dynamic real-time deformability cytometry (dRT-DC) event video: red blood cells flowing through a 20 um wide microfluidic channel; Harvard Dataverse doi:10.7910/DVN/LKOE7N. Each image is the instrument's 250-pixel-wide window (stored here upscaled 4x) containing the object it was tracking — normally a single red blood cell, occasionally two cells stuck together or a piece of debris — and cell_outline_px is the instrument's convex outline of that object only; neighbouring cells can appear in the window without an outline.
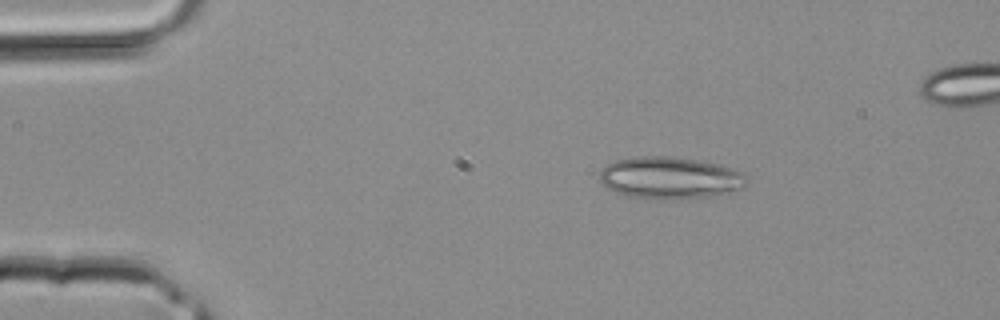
{"species": "common noctule bat (a hibernating species)", "species_latin": "Nyctalus noctula", "temperature_condition": "room temperature", "stored_images_in_passage": 3, "camera_frame_rate_fps": 3000, "um_per_image_px": 0.085, "animal": {"sex": "male", "body_mass_g": 20.4}, "frame": {"image": 1, "passage_image": 1, "time_ms": 0.0, "image_size_px": [1000, 320], "cell_outline_px": [[748, 184], [744, 188], [736, 192], [724, 196], [672, 200], [660, 200], [632, 196], [612, 192], [600, 184], [600, 168], [616, 160], [636, 156], [672, 156], [700, 160], [736, 168], [748, 176]], "centroid_in_image_um": [57.03, 15.14], "position_along_channel_um": 28.0, "area_um2": 37.4}}